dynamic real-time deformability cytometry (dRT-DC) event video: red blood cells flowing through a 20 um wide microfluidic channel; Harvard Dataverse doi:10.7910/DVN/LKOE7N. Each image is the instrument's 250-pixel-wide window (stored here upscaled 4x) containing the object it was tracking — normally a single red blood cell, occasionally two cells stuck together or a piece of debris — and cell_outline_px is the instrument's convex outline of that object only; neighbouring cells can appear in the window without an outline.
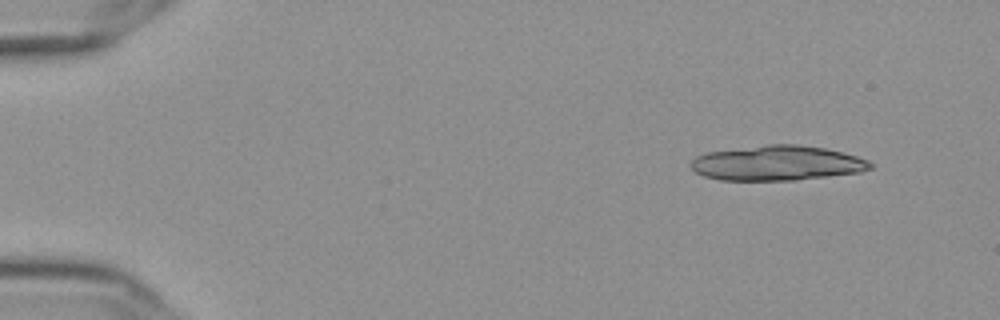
{"species": "Egyptian fruit bat (a non-hibernating species)", "species_latin": "Rousettus aegyptiacus", "temperature_condition": "cold", "stored_images_in_passage": 17, "camera_frame_rate_fps": 3000, "um_per_image_px": 0.085, "frame": {"image": 1, "passage_image": 1, "time_ms": 0.0, "image_size_px": [1000, 320], "cell_outline_px": [[872, 168], [860, 172], [796, 180], [720, 180], [704, 176], [696, 172], [688, 164], [696, 156], [708, 152], [768, 144], [796, 144], [824, 148], [856, 156], [868, 160], [872, 164]], "centroid_in_image_um": [66.03, 13.86], "position_along_channel_um": 19.0, "area_um2": 36.36}}